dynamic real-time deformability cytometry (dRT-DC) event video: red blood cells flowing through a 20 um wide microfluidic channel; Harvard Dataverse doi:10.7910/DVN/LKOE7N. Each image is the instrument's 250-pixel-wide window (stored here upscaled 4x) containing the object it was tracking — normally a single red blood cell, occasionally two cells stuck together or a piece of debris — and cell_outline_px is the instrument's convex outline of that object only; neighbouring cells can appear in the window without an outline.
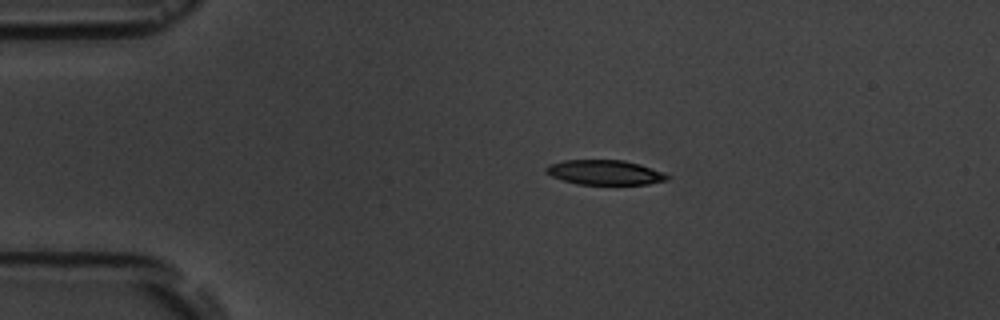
{"species": "common noctule bat (a hibernating species)", "species_latin": "Nyctalus noctula", "temperature_condition": "room temperature", "stored_images_in_passage": 9, "camera_frame_rate_fps": 3000, "um_per_image_px": 0.085, "animal": {"sex": "male", "body_mass_g": 19.5, "forearm_length_mm": 54.6}, "frame": {"image": 1, "passage_image": 3, "time_ms": 2.333, "image_size_px": [1000, 320], "cell_outline_px": [[668, 180], [648, 184], [576, 184], [552, 176], [544, 172], [544, 168], [548, 164], [564, 160], [624, 160], [640, 164], [664, 172], [668, 176]], "centroid_in_image_um": [51.39, 14.65], "position_along_channel_um": 33.6, "area_um2": 17.51}}
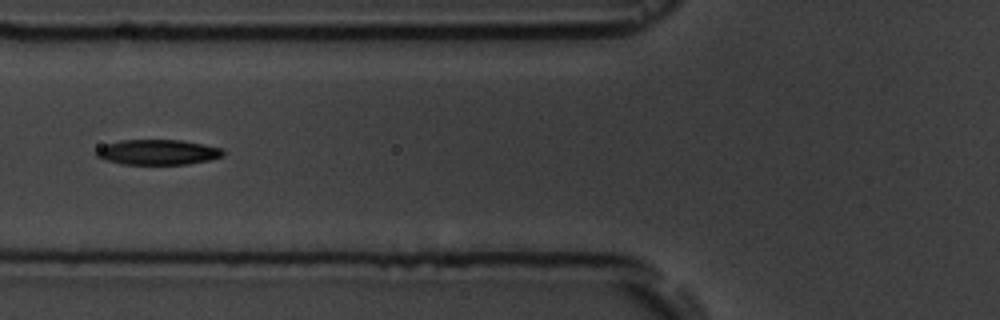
{"frame": {"image": 2, "passage_image": 6, "time_ms": 5.667, "image_size_px": [1000, 320], "cell_outline_px": [[224, 156], [208, 160], [188, 164], [120, 164], [104, 160], [96, 156], [92, 152], [104, 144], [120, 140], [184, 140], [204, 144], [220, 148], [224, 152]], "centroid_in_image_um": [13.35, 12.93], "position_along_channel_um": 112.4, "area_um2": 18.84}}
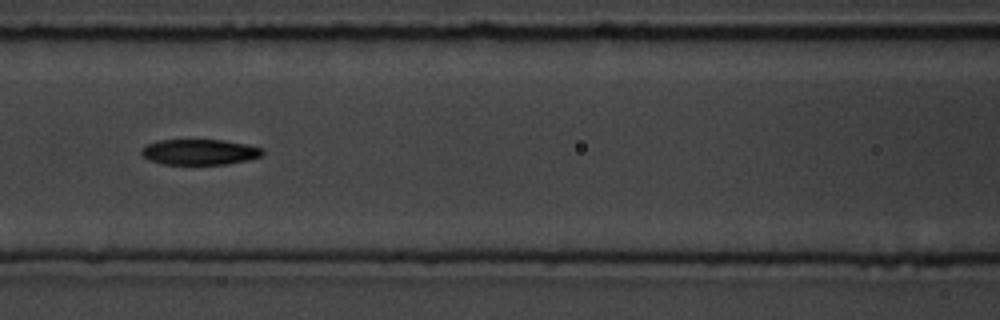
{"frame": {"image": 3, "passage_image": 7, "time_ms": 6.667, "image_size_px": [1000, 320], "cell_outline_px": [[264, 152], [260, 156], [248, 160], [228, 164], [164, 164], [148, 160], [140, 152], [148, 144], [160, 140], [224, 140], [264, 148]], "centroid_in_image_um": [16.99, 12.92], "position_along_channel_um": 149.6, "area_um2": 17.92}}